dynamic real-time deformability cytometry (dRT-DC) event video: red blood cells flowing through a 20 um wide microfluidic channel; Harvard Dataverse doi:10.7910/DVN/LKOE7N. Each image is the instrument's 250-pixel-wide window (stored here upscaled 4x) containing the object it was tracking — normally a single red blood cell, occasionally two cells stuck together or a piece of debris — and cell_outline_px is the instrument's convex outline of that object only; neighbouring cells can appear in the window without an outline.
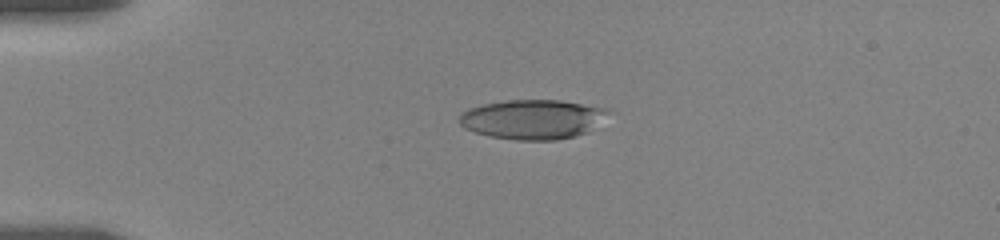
{"species": "human", "species_latin": "Homo sapiens", "temperature_condition": "room temperature", "stored_images_in_passage": 11, "camera_frame_rate_fps": 3000, "um_per_image_px": 0.085, "donor": {"sex": "female"}, "frame": {"image": 1, "passage_image": 1, "time_ms": 0.0, "image_size_px": [1000, 240], "cell_outline_px": [[616, 112], [588, 132], [576, 136], [556, 140], [516, 140], [488, 136], [464, 128], [460, 124], [460, 116], [468, 108], [484, 104], [508, 100], [560, 100], [608, 108]], "centroid_in_image_um": [45.37, 10.14], "position_along_channel_um": 39.6, "area_um2": 34.74}}
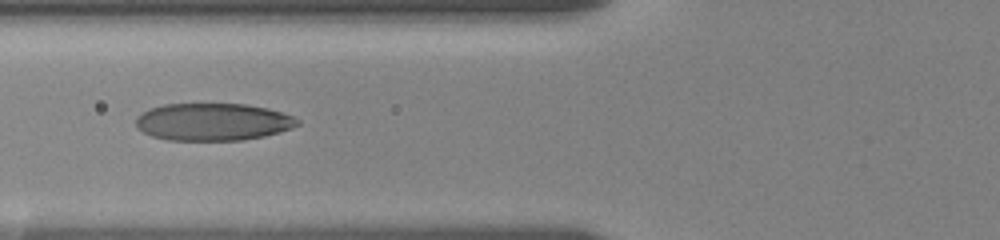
{"frame": {"image": 2, "passage_image": 7, "time_ms": 3.0, "image_size_px": [1000, 240], "cell_outline_px": [[300, 124], [292, 128], [280, 132], [264, 136], [244, 140], [168, 140], [152, 136], [136, 128], [136, 116], [140, 112], [148, 108], [164, 104], [244, 104], [268, 108], [292, 116], [300, 120]], "centroid_in_image_um": [18.07, 10.36], "position_along_channel_um": 107.7, "area_um2": 35.43}}
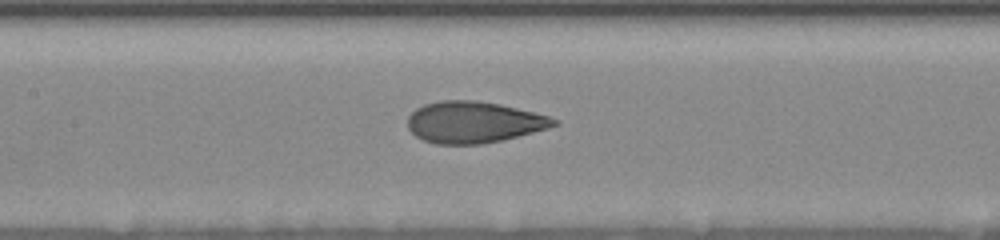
{"frame": {"image": 3, "passage_image": 10, "time_ms": 4.667, "image_size_px": [1000, 240], "cell_outline_px": [[560, 124], [548, 128], [500, 140], [480, 144], [436, 144], [424, 140], [416, 136], [408, 128], [408, 116], [416, 108], [424, 104], [440, 100], [476, 100], [500, 104], [548, 116], [560, 120]], "centroid_in_image_um": [40.25, 10.38], "position_along_channel_um": 167.1, "area_um2": 35.14}}